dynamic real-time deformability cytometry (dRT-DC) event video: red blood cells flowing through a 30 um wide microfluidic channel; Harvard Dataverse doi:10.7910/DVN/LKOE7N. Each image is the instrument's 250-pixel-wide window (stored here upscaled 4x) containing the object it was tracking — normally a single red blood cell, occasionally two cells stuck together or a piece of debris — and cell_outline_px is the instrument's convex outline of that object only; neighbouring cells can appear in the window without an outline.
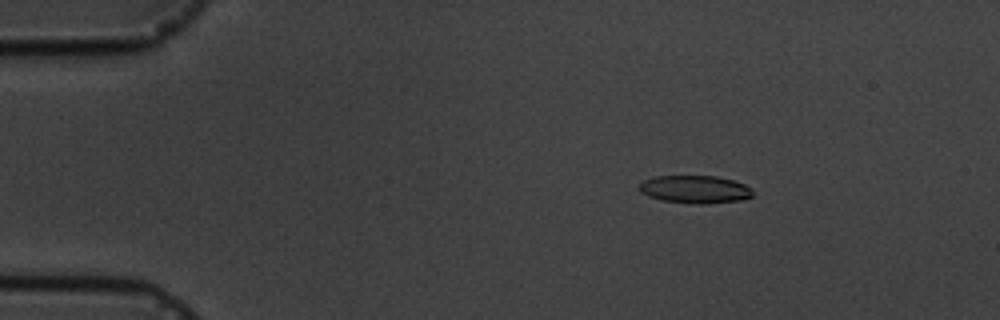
{"species": "common noctule bat (a hibernating species)", "species_latin": "Nyctalus noctula", "temperature_condition": "cold", "stored_images_in_passage": 5, "camera_frame_rate_fps": 3000, "um_per_image_px": 0.085, "animal": {"sex": "male", "body_mass_g": 19.5, "forearm_length_mm": 54.6}, "frame": {"image": 1, "passage_image": 3, "time_ms": 2.333, "image_size_px": [1000, 320], "cell_outline_px": [[756, 192], [752, 196], [740, 200], [708, 204], [700, 204], [660, 200], [648, 196], [640, 192], [640, 184], [644, 180], [656, 176], [716, 176], [732, 180], [744, 184], [752, 188]], "centroid_in_image_um": [59.11, 16.1], "position_along_channel_um": 25.9, "area_um2": 18.44}}